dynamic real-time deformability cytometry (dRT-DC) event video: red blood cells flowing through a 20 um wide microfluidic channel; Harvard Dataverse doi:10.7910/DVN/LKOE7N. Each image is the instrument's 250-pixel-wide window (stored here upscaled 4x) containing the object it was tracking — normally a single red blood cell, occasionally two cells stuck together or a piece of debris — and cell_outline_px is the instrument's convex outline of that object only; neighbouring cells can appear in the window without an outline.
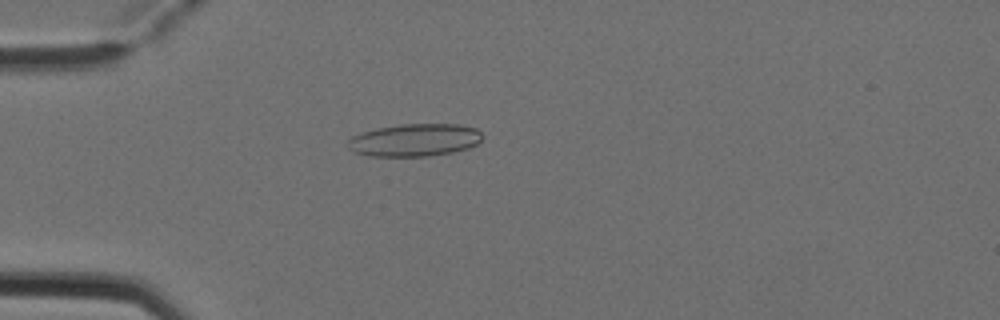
{"species": "Egyptian fruit bat (a non-hibernating species)", "species_latin": "Rousettus aegyptiacus", "temperature_condition": "cold", "stored_images_in_passage": 4, "camera_frame_rate_fps": 3000, "um_per_image_px": 0.085, "animal": {"sex": "female"}, "frame": {"image": 1, "passage_image": 4, "time_ms": 1.0, "image_size_px": [1000, 320], "cell_outline_px": [[484, 136], [476, 144], [468, 148], [452, 152], [428, 156], [368, 156], [352, 152], [344, 144], [352, 136], [364, 132], [380, 128], [400, 124], [460, 124], [476, 128]], "centroid_in_image_um": [35.22, 11.91], "position_along_channel_um": 49.8, "area_um2": 25.66}}